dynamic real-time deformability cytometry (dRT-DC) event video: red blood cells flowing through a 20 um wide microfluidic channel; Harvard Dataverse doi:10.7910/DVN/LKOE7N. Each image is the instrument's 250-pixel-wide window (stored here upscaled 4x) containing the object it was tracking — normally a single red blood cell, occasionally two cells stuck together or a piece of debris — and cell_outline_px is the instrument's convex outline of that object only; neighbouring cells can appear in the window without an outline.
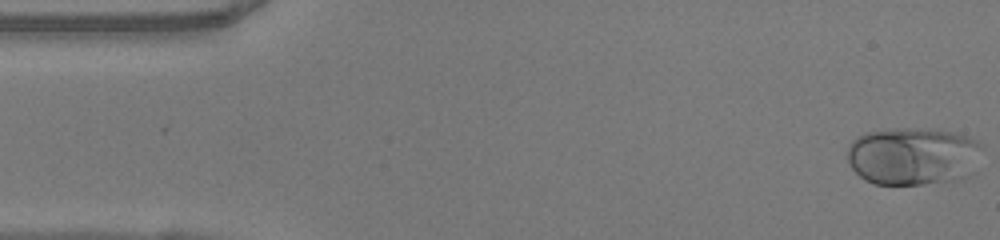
{"species": "human", "species_latin": "Homo sapiens", "temperature_condition": "warm", "stored_images_in_passage": 49, "camera_frame_rate_fps": 3000, "um_per_image_px": 0.085, "donor": {"sex": "female"}, "frame": {"image": 1, "passage_image": 1, "time_ms": 0.0, "image_size_px": [1000, 240], "cell_outline_px": [[984, 148], [968, 176], [964, 180], [924, 184], [876, 184], [864, 180], [848, 164], [848, 144], [856, 136], [864, 132], [896, 128], [908, 128], [952, 132], [968, 136], [976, 140]], "centroid_in_image_um": [77.59, 13.28], "position_along_channel_um": 7.4, "area_um2": 45.84}}
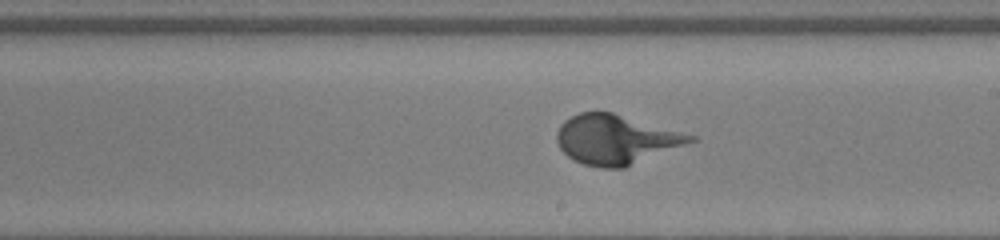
{"frame": {"image": 2, "passage_image": 27, "time_ms": 8.667, "image_size_px": [1000, 240], "cell_outline_px": [[696, 140], [624, 168], [600, 168], [584, 164], [568, 156], [560, 148], [556, 140], [556, 132], [560, 124], [564, 120], [580, 112], [612, 112], [696, 136]], "centroid_in_image_um": [52.31, 11.85], "position_along_channel_um": 236.7, "area_um2": 38.09}}
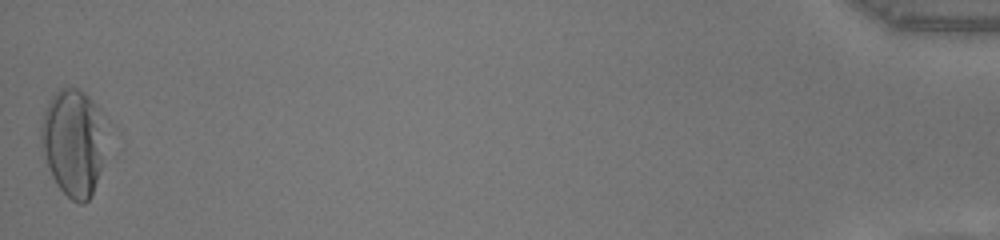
{"frame": {"image": 3, "passage_image": 49, "time_ms": 16.0, "image_size_px": [1000, 240], "cell_outline_px": [[100, 172], [92, 192], [88, 200], [84, 204], [80, 204], [72, 200], [56, 184], [48, 168], [44, 156], [40, 136], [40, 128], [44, 112], [48, 100], [64, 84], [68, 84], [84, 92], [100, 108]], "centroid_in_image_um": [6.14, 12.06], "position_along_channel_um": 429.1, "area_um2": 39.54}}